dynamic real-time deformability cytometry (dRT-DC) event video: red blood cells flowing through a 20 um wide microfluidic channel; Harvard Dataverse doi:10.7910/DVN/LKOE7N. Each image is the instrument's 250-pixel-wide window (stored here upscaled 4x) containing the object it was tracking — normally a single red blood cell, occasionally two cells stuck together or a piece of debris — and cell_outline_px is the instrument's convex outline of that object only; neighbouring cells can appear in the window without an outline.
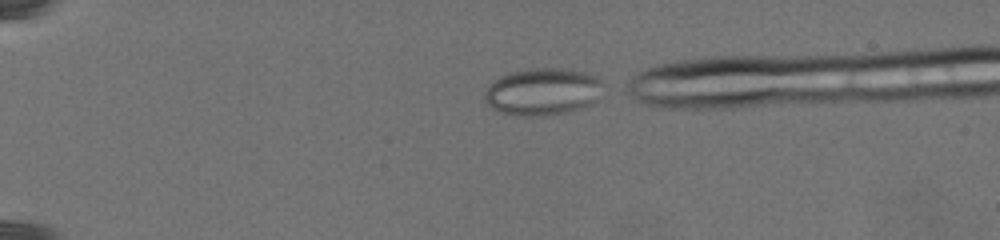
{"species": "common noctule bat (a hibernating species)", "species_latin": "Nyctalus noctula", "temperature_condition": "warm", "stored_images_in_passage": 7, "camera_frame_rate_fps": 3000, "um_per_image_px": 0.085, "animal": {"sex": "female", "body_mass_g": 19.5, "forearm_length_mm": 54.1}, "frame": {"image": 1, "passage_image": 3, "time_ms": 0.333, "image_size_px": [1000, 240], "cell_outline_px": [[604, 84], [596, 100], [588, 104], [564, 112], [532, 116], [528, 116], [500, 112], [492, 108], [484, 100], [484, 92], [500, 76], [516, 72], [536, 68], [564, 68], [584, 72], [596, 76]], "centroid_in_image_um": [46.13, 7.77], "position_along_channel_um": 38.9, "area_um2": 31.79}}